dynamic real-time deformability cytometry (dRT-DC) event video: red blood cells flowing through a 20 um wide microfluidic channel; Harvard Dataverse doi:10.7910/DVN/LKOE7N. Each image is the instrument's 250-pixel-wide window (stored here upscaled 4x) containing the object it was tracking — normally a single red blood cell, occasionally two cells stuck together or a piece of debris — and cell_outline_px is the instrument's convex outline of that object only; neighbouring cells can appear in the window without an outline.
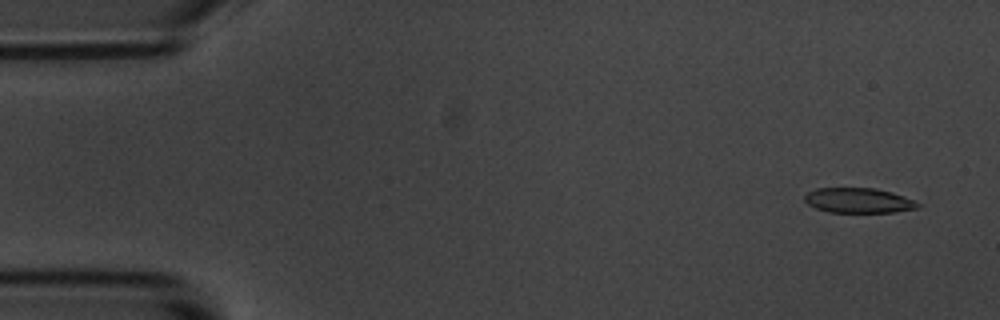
{"species": "common noctule bat (a hibernating species)", "species_latin": "Nyctalus noctula", "temperature_condition": "room temperature", "stored_images_in_passage": 8, "camera_frame_rate_fps": 3000, "um_per_image_px": 0.085, "animal": {"sex": "male", "body_mass_g": 20.1, "forearm_length_mm": 53.5}, "frame": {"image": 1, "passage_image": 1, "time_ms": 0.0, "image_size_px": [1000, 320], "cell_outline_px": [[920, 208], [896, 212], [828, 212], [816, 208], [808, 204], [804, 200], [804, 196], [808, 192], [816, 188], [876, 188], [892, 192], [904, 196], [920, 204]], "centroid_in_image_um": [72.98, 17.04], "position_along_channel_um": 12.0, "area_um2": 16.53}}
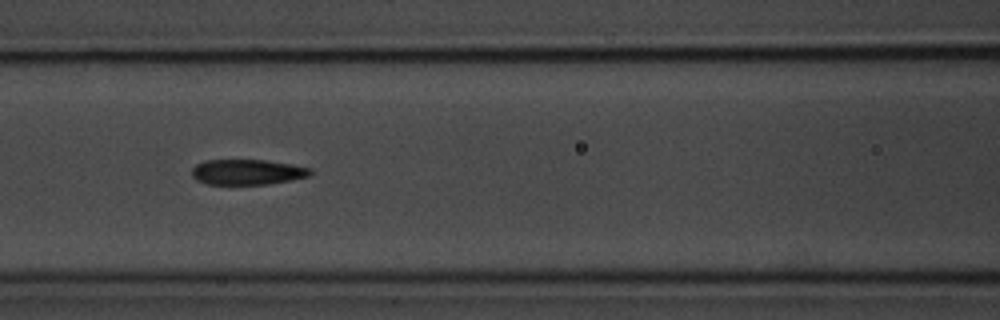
{"frame": {"image": 2, "passage_image": 7, "time_ms": 7.0, "image_size_px": [1000, 320], "cell_outline_px": [[312, 172], [308, 176], [292, 180], [268, 184], [208, 184], [196, 180], [192, 176], [192, 168], [196, 164], [208, 160], [264, 160], [292, 164], [312, 168]], "centroid_in_image_um": [21.03, 14.62], "position_along_channel_um": 145.6, "area_um2": 17.51}}
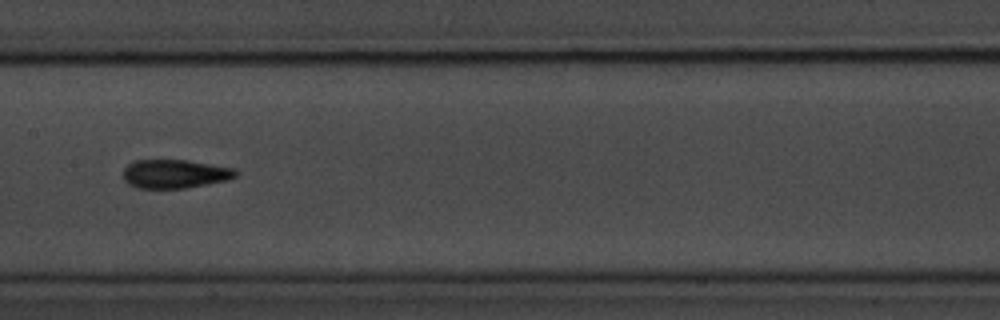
{"frame": {"image": 3, "passage_image": 8, "time_ms": 8.333, "image_size_px": [1000, 320], "cell_outline_px": [[240, 172], [236, 176], [228, 180], [184, 188], [136, 188], [128, 184], [124, 180], [124, 168], [128, 164], [136, 160], [184, 160], [236, 168]], "centroid_in_image_um": [14.88, 14.78], "position_along_channel_um": 192.5, "area_um2": 18.84}}